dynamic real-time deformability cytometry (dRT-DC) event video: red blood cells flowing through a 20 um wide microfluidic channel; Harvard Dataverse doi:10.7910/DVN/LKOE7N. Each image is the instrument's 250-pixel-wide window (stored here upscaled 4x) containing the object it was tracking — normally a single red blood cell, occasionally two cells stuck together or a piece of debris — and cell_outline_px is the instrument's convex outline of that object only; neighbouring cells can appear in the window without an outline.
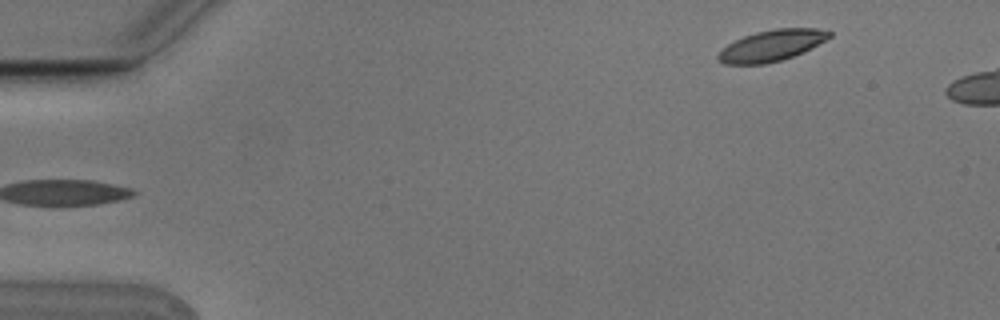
{"species": "Egyptian fruit bat (a non-hibernating species)", "species_latin": "Rousettus aegyptiacus", "temperature_condition": "cold", "stored_images_in_passage": 5, "camera_frame_rate_fps": 3000, "um_per_image_px": 0.085, "animal": {"sex": "male"}, "frame": {"image": 1, "passage_image": 5, "time_ms": 1.333, "image_size_px": [1000, 320], "cell_outline_px": [[832, 36], [792, 56], [780, 60], [764, 64], [724, 64], [716, 60], [716, 56], [728, 44], [744, 36], [756, 32], [776, 28], [816, 28], [832, 32]], "centroid_in_image_um": [65.54, 3.87], "position_along_channel_um": 19.5, "area_um2": 19.77}}